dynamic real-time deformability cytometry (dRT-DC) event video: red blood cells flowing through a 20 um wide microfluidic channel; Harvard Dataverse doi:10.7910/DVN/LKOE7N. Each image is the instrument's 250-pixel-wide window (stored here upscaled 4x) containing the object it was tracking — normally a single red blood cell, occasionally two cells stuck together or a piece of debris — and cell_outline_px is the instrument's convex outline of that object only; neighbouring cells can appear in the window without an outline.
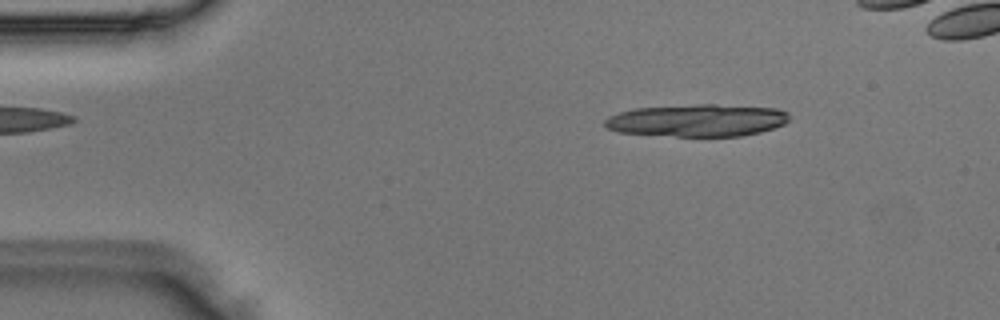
{"species": "Egyptian fruit bat (a non-hibernating species)", "species_latin": "Rousettus aegyptiacus", "temperature_condition": "room temperature", "stored_images_in_passage": 12, "camera_frame_rate_fps": 3000, "um_per_image_px": 0.085, "animal": {"sex": "male"}, "frame": {"image": 1, "passage_image": 3, "time_ms": 0.667, "image_size_px": [1000, 320], "cell_outline_px": [[788, 120], [784, 124], [760, 132], [740, 136], [676, 136], [620, 132], [608, 128], [604, 124], [604, 120], [608, 116], [632, 108], [696, 104], [716, 104], [776, 108], [788, 112]], "centroid_in_image_um": [59.26, 10.22], "position_along_channel_um": 25.7, "area_um2": 34.74}}